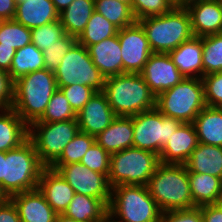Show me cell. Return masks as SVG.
Masks as SVG:
<instances>
[{"instance_id":"6da1fadb","label":"cell","mask_w":222,"mask_h":222,"mask_svg":"<svg viewBox=\"0 0 222 222\" xmlns=\"http://www.w3.org/2000/svg\"><path fill=\"white\" fill-rule=\"evenodd\" d=\"M103 92L116 116L131 117L156 108V96L140 73L105 78Z\"/></svg>"},{"instance_id":"7a4b0ae2","label":"cell","mask_w":222,"mask_h":222,"mask_svg":"<svg viewBox=\"0 0 222 222\" xmlns=\"http://www.w3.org/2000/svg\"><path fill=\"white\" fill-rule=\"evenodd\" d=\"M57 90L55 74L48 69L28 73L14 82L12 109L30 126L42 117Z\"/></svg>"},{"instance_id":"3957f363","label":"cell","mask_w":222,"mask_h":222,"mask_svg":"<svg viewBox=\"0 0 222 222\" xmlns=\"http://www.w3.org/2000/svg\"><path fill=\"white\" fill-rule=\"evenodd\" d=\"M146 186L162 212L194 208L185 165L160 163Z\"/></svg>"},{"instance_id":"277c9868","label":"cell","mask_w":222,"mask_h":222,"mask_svg":"<svg viewBox=\"0 0 222 222\" xmlns=\"http://www.w3.org/2000/svg\"><path fill=\"white\" fill-rule=\"evenodd\" d=\"M153 53L168 54L194 35L191 18L186 8L174 7L159 16L139 19Z\"/></svg>"},{"instance_id":"5b68a950","label":"cell","mask_w":222,"mask_h":222,"mask_svg":"<svg viewBox=\"0 0 222 222\" xmlns=\"http://www.w3.org/2000/svg\"><path fill=\"white\" fill-rule=\"evenodd\" d=\"M44 168L33 142L28 138L19 147L5 152L3 191L10 198L15 194L38 188Z\"/></svg>"},{"instance_id":"8992f818","label":"cell","mask_w":222,"mask_h":222,"mask_svg":"<svg viewBox=\"0 0 222 222\" xmlns=\"http://www.w3.org/2000/svg\"><path fill=\"white\" fill-rule=\"evenodd\" d=\"M204 84L200 78H185L156 97V108L167 117L193 123L206 107Z\"/></svg>"},{"instance_id":"52a82bcc","label":"cell","mask_w":222,"mask_h":222,"mask_svg":"<svg viewBox=\"0 0 222 222\" xmlns=\"http://www.w3.org/2000/svg\"><path fill=\"white\" fill-rule=\"evenodd\" d=\"M160 164L159 155L135 147L114 152L110 157L108 182L118 185L146 186Z\"/></svg>"},{"instance_id":"ba28073f","label":"cell","mask_w":222,"mask_h":222,"mask_svg":"<svg viewBox=\"0 0 222 222\" xmlns=\"http://www.w3.org/2000/svg\"><path fill=\"white\" fill-rule=\"evenodd\" d=\"M108 210L123 222H161L162 219V211L147 186L113 187Z\"/></svg>"},{"instance_id":"9c48e42d","label":"cell","mask_w":222,"mask_h":222,"mask_svg":"<svg viewBox=\"0 0 222 222\" xmlns=\"http://www.w3.org/2000/svg\"><path fill=\"white\" fill-rule=\"evenodd\" d=\"M79 131L77 119L34 122L29 126L28 138L33 142L41 163L45 167H50Z\"/></svg>"},{"instance_id":"30bf717a","label":"cell","mask_w":222,"mask_h":222,"mask_svg":"<svg viewBox=\"0 0 222 222\" xmlns=\"http://www.w3.org/2000/svg\"><path fill=\"white\" fill-rule=\"evenodd\" d=\"M58 89L72 84L87 85L96 92L104 90L105 77L95 66L88 49L76 42L56 70Z\"/></svg>"},{"instance_id":"8fae6325","label":"cell","mask_w":222,"mask_h":222,"mask_svg":"<svg viewBox=\"0 0 222 222\" xmlns=\"http://www.w3.org/2000/svg\"><path fill=\"white\" fill-rule=\"evenodd\" d=\"M133 120V147L160 155L181 121L164 116L157 108L131 116Z\"/></svg>"},{"instance_id":"7c38bea8","label":"cell","mask_w":222,"mask_h":222,"mask_svg":"<svg viewBox=\"0 0 222 222\" xmlns=\"http://www.w3.org/2000/svg\"><path fill=\"white\" fill-rule=\"evenodd\" d=\"M50 167L62 175L75 193L101 199L109 207L112 188L106 175L81 163L52 164Z\"/></svg>"},{"instance_id":"4fadbf2b","label":"cell","mask_w":222,"mask_h":222,"mask_svg":"<svg viewBox=\"0 0 222 222\" xmlns=\"http://www.w3.org/2000/svg\"><path fill=\"white\" fill-rule=\"evenodd\" d=\"M117 35L122 54V74L140 73L153 53L143 27L136 21L119 29Z\"/></svg>"},{"instance_id":"5bb4252c","label":"cell","mask_w":222,"mask_h":222,"mask_svg":"<svg viewBox=\"0 0 222 222\" xmlns=\"http://www.w3.org/2000/svg\"><path fill=\"white\" fill-rule=\"evenodd\" d=\"M140 75L156 97L185 79L170 56L164 53H152Z\"/></svg>"},{"instance_id":"9a60e30c","label":"cell","mask_w":222,"mask_h":222,"mask_svg":"<svg viewBox=\"0 0 222 222\" xmlns=\"http://www.w3.org/2000/svg\"><path fill=\"white\" fill-rule=\"evenodd\" d=\"M116 117L103 91L96 92L77 114L80 132L96 137Z\"/></svg>"},{"instance_id":"2e32d148","label":"cell","mask_w":222,"mask_h":222,"mask_svg":"<svg viewBox=\"0 0 222 222\" xmlns=\"http://www.w3.org/2000/svg\"><path fill=\"white\" fill-rule=\"evenodd\" d=\"M198 143L193 123H182L162 147L160 163L184 165Z\"/></svg>"},{"instance_id":"e0dca14e","label":"cell","mask_w":222,"mask_h":222,"mask_svg":"<svg viewBox=\"0 0 222 222\" xmlns=\"http://www.w3.org/2000/svg\"><path fill=\"white\" fill-rule=\"evenodd\" d=\"M191 18L194 36L204 37L222 33V4L217 0H204L186 7Z\"/></svg>"},{"instance_id":"ac0fdd59","label":"cell","mask_w":222,"mask_h":222,"mask_svg":"<svg viewBox=\"0 0 222 222\" xmlns=\"http://www.w3.org/2000/svg\"><path fill=\"white\" fill-rule=\"evenodd\" d=\"M10 199L21 222H56L57 213L38 188L15 194Z\"/></svg>"},{"instance_id":"d6986e66","label":"cell","mask_w":222,"mask_h":222,"mask_svg":"<svg viewBox=\"0 0 222 222\" xmlns=\"http://www.w3.org/2000/svg\"><path fill=\"white\" fill-rule=\"evenodd\" d=\"M38 189L57 214H63L66 211L75 194L62 175L51 167L43 169Z\"/></svg>"},{"instance_id":"ffe728a7","label":"cell","mask_w":222,"mask_h":222,"mask_svg":"<svg viewBox=\"0 0 222 222\" xmlns=\"http://www.w3.org/2000/svg\"><path fill=\"white\" fill-rule=\"evenodd\" d=\"M179 72L185 78L203 77L202 37L193 36L168 53Z\"/></svg>"},{"instance_id":"44dd1931","label":"cell","mask_w":222,"mask_h":222,"mask_svg":"<svg viewBox=\"0 0 222 222\" xmlns=\"http://www.w3.org/2000/svg\"><path fill=\"white\" fill-rule=\"evenodd\" d=\"M87 49L93 63L105 78L122 74V54L118 35L104 39Z\"/></svg>"},{"instance_id":"7402d4cb","label":"cell","mask_w":222,"mask_h":222,"mask_svg":"<svg viewBox=\"0 0 222 222\" xmlns=\"http://www.w3.org/2000/svg\"><path fill=\"white\" fill-rule=\"evenodd\" d=\"M14 20L28 29L59 20L52 0H17Z\"/></svg>"},{"instance_id":"603a6c76","label":"cell","mask_w":222,"mask_h":222,"mask_svg":"<svg viewBox=\"0 0 222 222\" xmlns=\"http://www.w3.org/2000/svg\"><path fill=\"white\" fill-rule=\"evenodd\" d=\"M95 142L110 154L133 147L132 117L116 116L111 124L95 137Z\"/></svg>"},{"instance_id":"cb8c5ba5","label":"cell","mask_w":222,"mask_h":222,"mask_svg":"<svg viewBox=\"0 0 222 222\" xmlns=\"http://www.w3.org/2000/svg\"><path fill=\"white\" fill-rule=\"evenodd\" d=\"M194 207L212 205L222 200V179L210 174L188 172Z\"/></svg>"},{"instance_id":"d4e9b609","label":"cell","mask_w":222,"mask_h":222,"mask_svg":"<svg viewBox=\"0 0 222 222\" xmlns=\"http://www.w3.org/2000/svg\"><path fill=\"white\" fill-rule=\"evenodd\" d=\"M0 151L19 147L28 139L29 126L11 109H0Z\"/></svg>"},{"instance_id":"484cf974","label":"cell","mask_w":222,"mask_h":222,"mask_svg":"<svg viewBox=\"0 0 222 222\" xmlns=\"http://www.w3.org/2000/svg\"><path fill=\"white\" fill-rule=\"evenodd\" d=\"M184 165L188 172L210 174L222 179V147L198 143Z\"/></svg>"},{"instance_id":"4316f807","label":"cell","mask_w":222,"mask_h":222,"mask_svg":"<svg viewBox=\"0 0 222 222\" xmlns=\"http://www.w3.org/2000/svg\"><path fill=\"white\" fill-rule=\"evenodd\" d=\"M198 142L222 147V108L206 106L193 121Z\"/></svg>"},{"instance_id":"83f0119b","label":"cell","mask_w":222,"mask_h":222,"mask_svg":"<svg viewBox=\"0 0 222 222\" xmlns=\"http://www.w3.org/2000/svg\"><path fill=\"white\" fill-rule=\"evenodd\" d=\"M94 11V0H74L59 13V20L65 33L78 38Z\"/></svg>"},{"instance_id":"f1b7e54d","label":"cell","mask_w":222,"mask_h":222,"mask_svg":"<svg viewBox=\"0 0 222 222\" xmlns=\"http://www.w3.org/2000/svg\"><path fill=\"white\" fill-rule=\"evenodd\" d=\"M107 211L101 199L75 193L63 214L78 222H99Z\"/></svg>"},{"instance_id":"f546056e","label":"cell","mask_w":222,"mask_h":222,"mask_svg":"<svg viewBox=\"0 0 222 222\" xmlns=\"http://www.w3.org/2000/svg\"><path fill=\"white\" fill-rule=\"evenodd\" d=\"M45 69L44 56L32 42L16 50L9 74L15 82L22 76Z\"/></svg>"},{"instance_id":"4dcf8cb0","label":"cell","mask_w":222,"mask_h":222,"mask_svg":"<svg viewBox=\"0 0 222 222\" xmlns=\"http://www.w3.org/2000/svg\"><path fill=\"white\" fill-rule=\"evenodd\" d=\"M118 28L103 15L94 11L77 42L86 48L117 35Z\"/></svg>"},{"instance_id":"1f68e13d","label":"cell","mask_w":222,"mask_h":222,"mask_svg":"<svg viewBox=\"0 0 222 222\" xmlns=\"http://www.w3.org/2000/svg\"><path fill=\"white\" fill-rule=\"evenodd\" d=\"M94 9L118 29L130 26L137 21L131 6L117 0H94Z\"/></svg>"},{"instance_id":"d6a6232c","label":"cell","mask_w":222,"mask_h":222,"mask_svg":"<svg viewBox=\"0 0 222 222\" xmlns=\"http://www.w3.org/2000/svg\"><path fill=\"white\" fill-rule=\"evenodd\" d=\"M31 29L13 20L0 22V46L12 47L16 50L30 44Z\"/></svg>"},{"instance_id":"836d02e7","label":"cell","mask_w":222,"mask_h":222,"mask_svg":"<svg viewBox=\"0 0 222 222\" xmlns=\"http://www.w3.org/2000/svg\"><path fill=\"white\" fill-rule=\"evenodd\" d=\"M203 76L222 72V33L202 37Z\"/></svg>"},{"instance_id":"e575fe53","label":"cell","mask_w":222,"mask_h":222,"mask_svg":"<svg viewBox=\"0 0 222 222\" xmlns=\"http://www.w3.org/2000/svg\"><path fill=\"white\" fill-rule=\"evenodd\" d=\"M77 119V114L71 108L65 95L58 89L46 106L42 117L36 122H61Z\"/></svg>"},{"instance_id":"d590c367","label":"cell","mask_w":222,"mask_h":222,"mask_svg":"<svg viewBox=\"0 0 222 222\" xmlns=\"http://www.w3.org/2000/svg\"><path fill=\"white\" fill-rule=\"evenodd\" d=\"M95 143V137L78 132L65 146L61 156L53 164L80 163L86 151Z\"/></svg>"},{"instance_id":"8d00e7d4","label":"cell","mask_w":222,"mask_h":222,"mask_svg":"<svg viewBox=\"0 0 222 222\" xmlns=\"http://www.w3.org/2000/svg\"><path fill=\"white\" fill-rule=\"evenodd\" d=\"M65 34L60 20H56L31 29V41L38 49L43 51L55 44Z\"/></svg>"},{"instance_id":"74e56055","label":"cell","mask_w":222,"mask_h":222,"mask_svg":"<svg viewBox=\"0 0 222 222\" xmlns=\"http://www.w3.org/2000/svg\"><path fill=\"white\" fill-rule=\"evenodd\" d=\"M76 42V37L65 34L62 38L56 41L55 44H52L48 49L43 50L42 54L44 56L45 68L55 73L63 56L67 54Z\"/></svg>"},{"instance_id":"f35d334b","label":"cell","mask_w":222,"mask_h":222,"mask_svg":"<svg viewBox=\"0 0 222 222\" xmlns=\"http://www.w3.org/2000/svg\"><path fill=\"white\" fill-rule=\"evenodd\" d=\"M175 7L172 0H132L131 8L135 19L159 16L170 12Z\"/></svg>"},{"instance_id":"ab89813d","label":"cell","mask_w":222,"mask_h":222,"mask_svg":"<svg viewBox=\"0 0 222 222\" xmlns=\"http://www.w3.org/2000/svg\"><path fill=\"white\" fill-rule=\"evenodd\" d=\"M111 154L96 142L86 151L80 163L87 168L106 175L108 177L110 170Z\"/></svg>"},{"instance_id":"60d3db41","label":"cell","mask_w":222,"mask_h":222,"mask_svg":"<svg viewBox=\"0 0 222 222\" xmlns=\"http://www.w3.org/2000/svg\"><path fill=\"white\" fill-rule=\"evenodd\" d=\"M61 92L65 95L66 99L71 105L73 111L78 114L84 105L90 100V98L96 93V91L87 86L81 84H72L60 88Z\"/></svg>"},{"instance_id":"b9f144b4","label":"cell","mask_w":222,"mask_h":222,"mask_svg":"<svg viewBox=\"0 0 222 222\" xmlns=\"http://www.w3.org/2000/svg\"><path fill=\"white\" fill-rule=\"evenodd\" d=\"M207 106L222 108V72L202 77Z\"/></svg>"},{"instance_id":"7bdbcfd3","label":"cell","mask_w":222,"mask_h":222,"mask_svg":"<svg viewBox=\"0 0 222 222\" xmlns=\"http://www.w3.org/2000/svg\"><path fill=\"white\" fill-rule=\"evenodd\" d=\"M201 207L162 212L161 222H201Z\"/></svg>"},{"instance_id":"ee69618b","label":"cell","mask_w":222,"mask_h":222,"mask_svg":"<svg viewBox=\"0 0 222 222\" xmlns=\"http://www.w3.org/2000/svg\"><path fill=\"white\" fill-rule=\"evenodd\" d=\"M14 81L9 72L0 69V109L13 108Z\"/></svg>"},{"instance_id":"f6af8a7d","label":"cell","mask_w":222,"mask_h":222,"mask_svg":"<svg viewBox=\"0 0 222 222\" xmlns=\"http://www.w3.org/2000/svg\"><path fill=\"white\" fill-rule=\"evenodd\" d=\"M204 222H222V200L212 205L201 206Z\"/></svg>"},{"instance_id":"bcb514c9","label":"cell","mask_w":222,"mask_h":222,"mask_svg":"<svg viewBox=\"0 0 222 222\" xmlns=\"http://www.w3.org/2000/svg\"><path fill=\"white\" fill-rule=\"evenodd\" d=\"M0 222H21L17 208L10 198L0 204Z\"/></svg>"},{"instance_id":"7dc6e473","label":"cell","mask_w":222,"mask_h":222,"mask_svg":"<svg viewBox=\"0 0 222 222\" xmlns=\"http://www.w3.org/2000/svg\"><path fill=\"white\" fill-rule=\"evenodd\" d=\"M17 0H0V19L13 20L16 14Z\"/></svg>"},{"instance_id":"c3c4849f","label":"cell","mask_w":222,"mask_h":222,"mask_svg":"<svg viewBox=\"0 0 222 222\" xmlns=\"http://www.w3.org/2000/svg\"><path fill=\"white\" fill-rule=\"evenodd\" d=\"M16 49L12 47L0 46V69L10 71L12 59Z\"/></svg>"},{"instance_id":"681fc988","label":"cell","mask_w":222,"mask_h":222,"mask_svg":"<svg viewBox=\"0 0 222 222\" xmlns=\"http://www.w3.org/2000/svg\"><path fill=\"white\" fill-rule=\"evenodd\" d=\"M74 0H52L56 10L60 13L66 9Z\"/></svg>"},{"instance_id":"f907efd6","label":"cell","mask_w":222,"mask_h":222,"mask_svg":"<svg viewBox=\"0 0 222 222\" xmlns=\"http://www.w3.org/2000/svg\"><path fill=\"white\" fill-rule=\"evenodd\" d=\"M115 216L108 210L99 222H123L120 219L114 220Z\"/></svg>"},{"instance_id":"816d5d0a","label":"cell","mask_w":222,"mask_h":222,"mask_svg":"<svg viewBox=\"0 0 222 222\" xmlns=\"http://www.w3.org/2000/svg\"><path fill=\"white\" fill-rule=\"evenodd\" d=\"M201 1H204V0H177V7L186 8L191 4L201 2Z\"/></svg>"},{"instance_id":"f5cc1de1","label":"cell","mask_w":222,"mask_h":222,"mask_svg":"<svg viewBox=\"0 0 222 222\" xmlns=\"http://www.w3.org/2000/svg\"><path fill=\"white\" fill-rule=\"evenodd\" d=\"M56 222H78V221L66 216L65 214H57Z\"/></svg>"},{"instance_id":"db71d44e","label":"cell","mask_w":222,"mask_h":222,"mask_svg":"<svg viewBox=\"0 0 222 222\" xmlns=\"http://www.w3.org/2000/svg\"><path fill=\"white\" fill-rule=\"evenodd\" d=\"M5 158V152L0 151V184L3 189V159Z\"/></svg>"},{"instance_id":"11a10c76","label":"cell","mask_w":222,"mask_h":222,"mask_svg":"<svg viewBox=\"0 0 222 222\" xmlns=\"http://www.w3.org/2000/svg\"><path fill=\"white\" fill-rule=\"evenodd\" d=\"M9 199L8 195L3 191L1 184H0V204H3Z\"/></svg>"},{"instance_id":"9f6ffc18","label":"cell","mask_w":222,"mask_h":222,"mask_svg":"<svg viewBox=\"0 0 222 222\" xmlns=\"http://www.w3.org/2000/svg\"><path fill=\"white\" fill-rule=\"evenodd\" d=\"M117 1L126 3V4H128V5H130V6H131V2H132V0H117Z\"/></svg>"},{"instance_id":"6f0895ef","label":"cell","mask_w":222,"mask_h":222,"mask_svg":"<svg viewBox=\"0 0 222 222\" xmlns=\"http://www.w3.org/2000/svg\"><path fill=\"white\" fill-rule=\"evenodd\" d=\"M175 3V6L177 7V0H172Z\"/></svg>"}]
</instances>
